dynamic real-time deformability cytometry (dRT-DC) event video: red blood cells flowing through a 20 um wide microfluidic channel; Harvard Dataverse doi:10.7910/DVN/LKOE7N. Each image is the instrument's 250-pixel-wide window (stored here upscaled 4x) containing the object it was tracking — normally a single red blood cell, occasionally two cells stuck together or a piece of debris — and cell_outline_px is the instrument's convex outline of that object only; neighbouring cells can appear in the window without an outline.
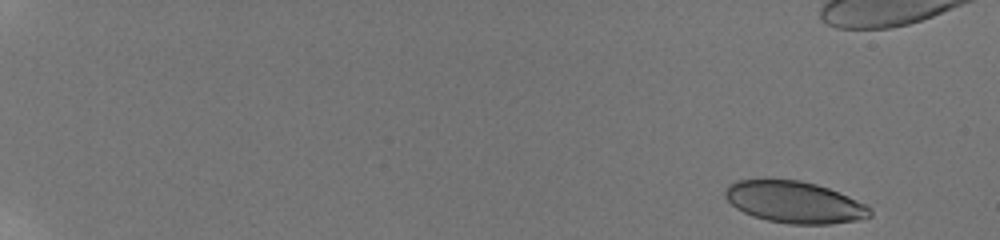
{"species": "human", "species_latin": "Homo sapiens", "temperature_condition": "room temperature", "stored_images_in_passage": 24, "camera_frame_rate_fps": 3000, "um_per_image_px": 0.085, "donor": {"sex": "male"}, "frame": {"image": 1, "passage_image": 1, "time_ms": 0.0, "image_size_px": [1000, 240], "cell_outline_px": [[872, 216], [856, 220], [832, 224], [788, 224], [768, 220], [752, 216], [736, 208], [724, 196], [724, 188], [728, 184], [736, 180], [800, 180], [816, 184], [828, 188], [868, 204], [872, 208]], "centroid_in_image_um": [67.54, 17.19], "position_along_channel_um": 17.5, "area_um2": 35.32}}
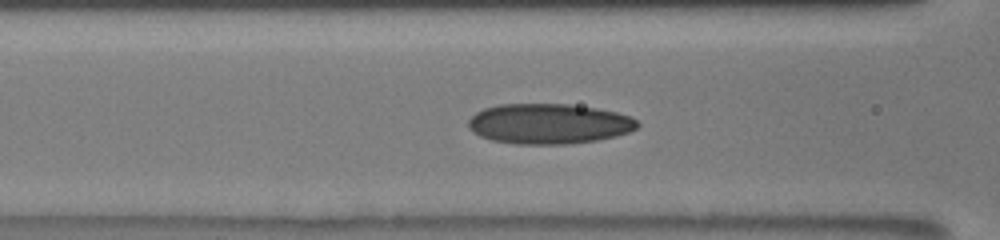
{"frame": {"image": 2, "passage_image": 18, "time_ms": 7.667, "image_size_px": [1000, 240], "cell_outline_px": [[640, 124], [636, 128], [628, 132], [616, 136], [596, 140], [568, 144], [516, 144], [492, 140], [480, 136], [472, 132], [468, 128], [468, 120], [476, 112], [484, 108], [500, 104], [568, 104], [596, 108], [616, 112], [632, 116]], "centroid_in_image_um": [46.64, 10.52], "position_along_channel_um": 120.0, "area_um2": 39.77}}
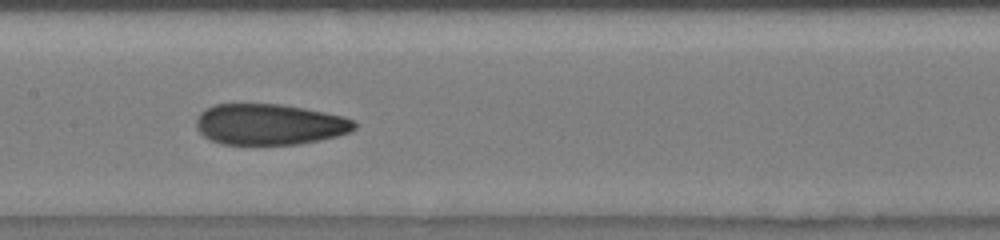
{"frame": {"image": 3, "passage_image": 22, "time_ms": 9.333, "image_size_px": [1000, 240], "cell_outline_px": [[356, 128], [348, 132], [336, 136], [320, 140], [296, 144], [220, 144], [204, 136], [196, 128], [196, 116], [204, 108], [216, 104], [280, 104], [304, 108], [344, 116], [352, 120], [356, 124]], "centroid_in_image_um": [22.87, 10.56], "position_along_channel_um": 184.5, "area_um2": 37.74}}